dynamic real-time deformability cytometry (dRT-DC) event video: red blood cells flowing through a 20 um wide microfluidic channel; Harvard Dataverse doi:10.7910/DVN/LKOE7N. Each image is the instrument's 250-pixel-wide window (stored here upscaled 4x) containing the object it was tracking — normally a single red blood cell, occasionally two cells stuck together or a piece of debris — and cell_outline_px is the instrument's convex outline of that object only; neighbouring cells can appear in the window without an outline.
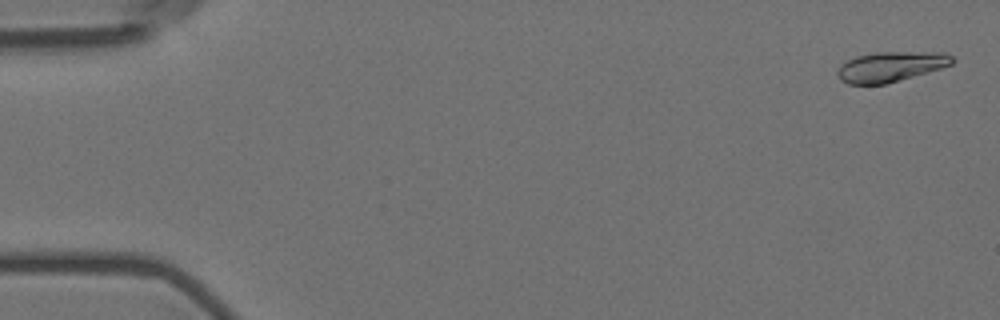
{"species": "Egyptian fruit bat (a non-hibernating species)", "species_latin": "Rousettus aegyptiacus", "temperature_condition": "room temperature", "stored_images_in_passage": 15, "camera_frame_rate_fps": 3000, "um_per_image_px": 0.085, "animal": {"sex": "female"}, "frame": {"image": 1, "passage_image": 1, "time_ms": 0.0, "image_size_px": [1000, 320], "cell_outline_px": [[956, 60], [952, 64], [940, 68], [884, 84], [848, 84], [840, 80], [836, 72], [840, 64], [856, 56], [876, 52], [944, 52], [952, 56]], "centroid_in_image_um": [75.69, 5.65], "position_along_channel_um": 9.3, "area_um2": 20.0}}
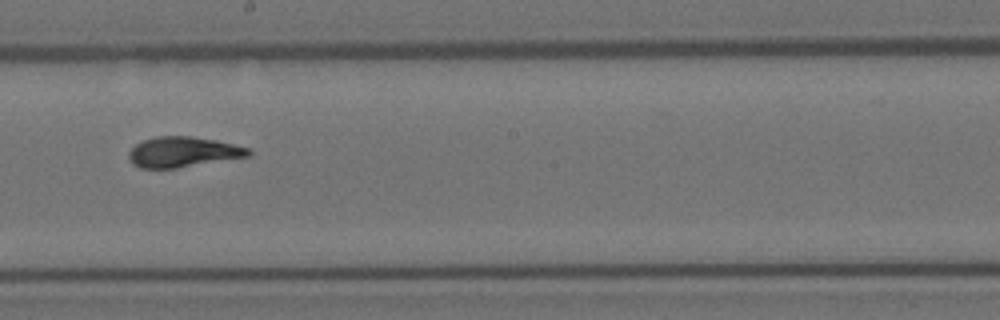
{"frame": {"image": 2, "passage_image": 9, "time_ms": 2.667, "image_size_px": [1000, 320], "cell_outline_px": [[252, 156], [176, 168], [140, 168], [132, 164], [128, 156], [128, 152], [136, 144], [144, 140], [156, 136], [192, 136], [216, 140], [252, 148]], "centroid_in_image_um": [15.6, 12.92], "position_along_channel_um": 232.6, "area_um2": 21.39}}
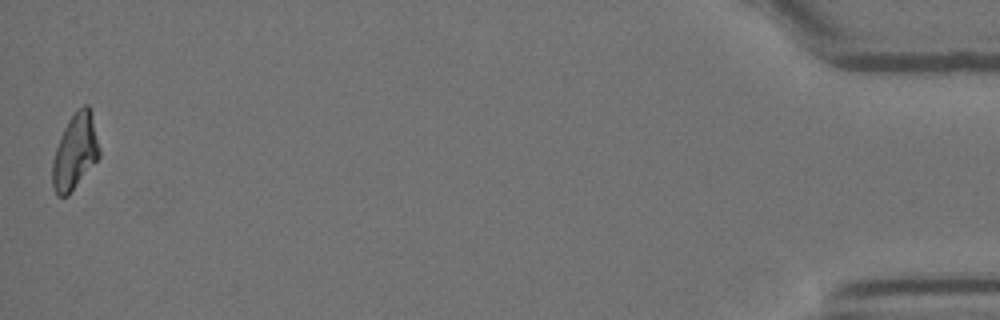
{"frame": {"image": 3, "passage_image": 15, "time_ms": 4.667, "image_size_px": [1000, 320], "cell_outline_px": [[100, 156], [68, 196], [56, 196], [52, 188], [52, 160], [56, 148], [64, 128], [68, 120], [84, 104], [88, 104], [92, 112], [100, 148]], "centroid_in_image_um": [6.38, 12.91], "position_along_channel_um": 428.8, "area_um2": 20.63}}